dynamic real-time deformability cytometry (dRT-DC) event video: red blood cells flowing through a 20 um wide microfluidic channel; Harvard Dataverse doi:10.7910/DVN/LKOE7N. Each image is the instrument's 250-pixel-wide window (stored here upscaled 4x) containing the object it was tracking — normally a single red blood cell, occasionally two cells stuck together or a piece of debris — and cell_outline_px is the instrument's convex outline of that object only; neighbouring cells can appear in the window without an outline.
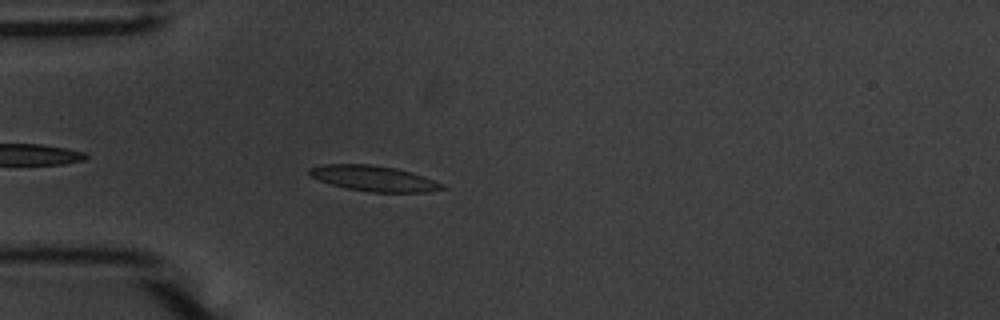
{"species": "common noctule bat (a hibernating species)", "species_latin": "Nyctalus noctula", "temperature_condition": "warm", "stored_images_in_passage": 42, "camera_frame_rate_fps": 3000, "um_per_image_px": 0.085, "animal": {"sex": "male", "body_mass_g": 20.1, "forearm_length_mm": 53.5}, "frame": {"image": 1, "passage_image": 3, "time_ms": 0.667, "image_size_px": [1000, 320], "cell_outline_px": [[448, 188], [428, 192], [368, 192], [348, 188], [332, 184], [320, 180], [312, 176], [308, 172], [308, 168], [324, 164], [372, 164], [396, 168], [412, 172], [424, 176], [444, 184]], "centroid_in_image_um": [31.83, 15.16], "position_along_channel_um": 53.2, "area_um2": 19.77}}
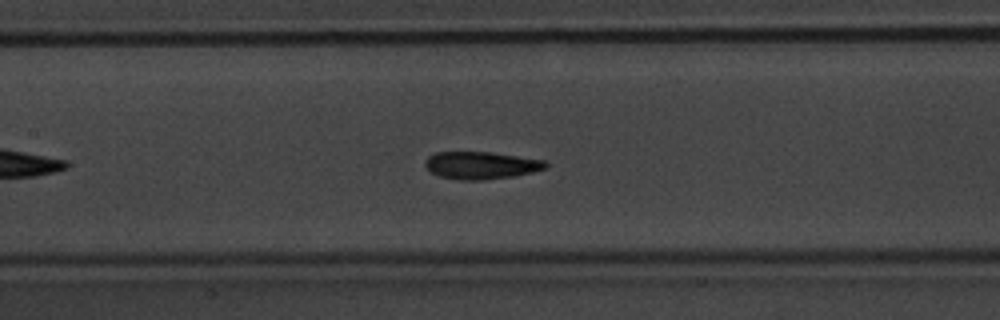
{"frame": {"image": 2, "passage_image": 13, "time_ms": 4.0, "image_size_px": [1000, 320], "cell_outline_px": [[548, 168], [516, 176], [484, 180], [464, 180], [440, 176], [432, 172], [424, 164], [424, 160], [428, 156], [436, 152], [492, 152], [544, 160], [548, 164]], "centroid_in_image_um": [40.92, 14.05], "position_along_channel_um": 166.5, "area_um2": 19.31}}
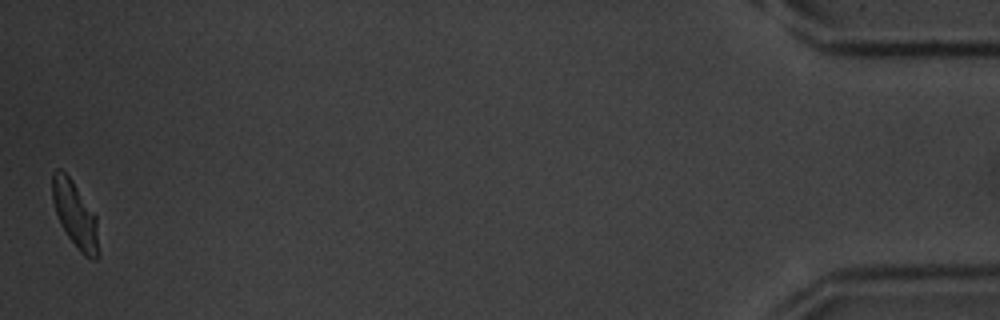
{"frame": {"image": 3, "passage_image": 42, "time_ms": 13.667, "image_size_px": [1000, 320], "cell_outline_px": [[100, 256], [96, 260], [92, 260], [84, 256], [80, 252], [68, 236], [60, 224], [52, 200], [52, 172], [56, 168], [60, 168], [72, 180], [96, 216], [100, 252]], "centroid_in_image_um": [6.4, 18.28], "position_along_channel_um": 428.8, "area_um2": 17.98}, "authors_computed_cell_mechanics": {"area_um2": 18.8717, "velocity_mm_per_s": 3.6515, "shape_relaxation_time_tau1_ms": 3.9381, "shape_relaxation_time_tau2_ms": 1.9291, "deformation_change_tau1": 0.1443, "deformation_change_tau2": 0.0708}}